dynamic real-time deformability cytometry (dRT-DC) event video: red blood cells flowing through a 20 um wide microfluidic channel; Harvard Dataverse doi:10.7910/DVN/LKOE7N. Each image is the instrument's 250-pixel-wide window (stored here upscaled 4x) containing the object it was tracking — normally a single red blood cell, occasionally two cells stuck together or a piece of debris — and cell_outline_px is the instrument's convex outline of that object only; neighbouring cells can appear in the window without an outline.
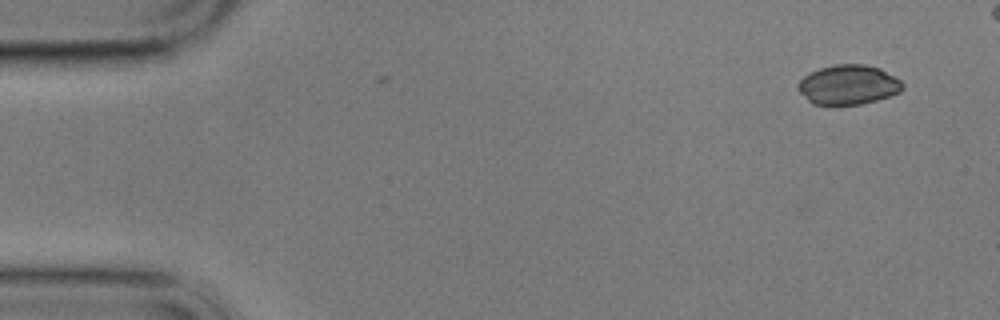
{"species": "common noctule bat (a hibernating species)", "species_latin": "Nyctalus noctula", "temperature_condition": "cold", "stored_images_in_passage": 9, "camera_frame_rate_fps": 3000, "um_per_image_px": 0.085, "animal": {"sex": "male", "body_mass_g": 17.9}, "frame": {"image": 1, "passage_image": 1, "time_ms": 0.0, "image_size_px": [1000, 320], "cell_outline_px": [[904, 88], [900, 92], [876, 100], [860, 104], [812, 104], [796, 88], [796, 84], [804, 76], [820, 68], [836, 64], [864, 64], [880, 68], [900, 80], [904, 84]], "centroid_in_image_um": [72.1, 7.2], "position_along_channel_um": 12.9, "area_um2": 23.99}}
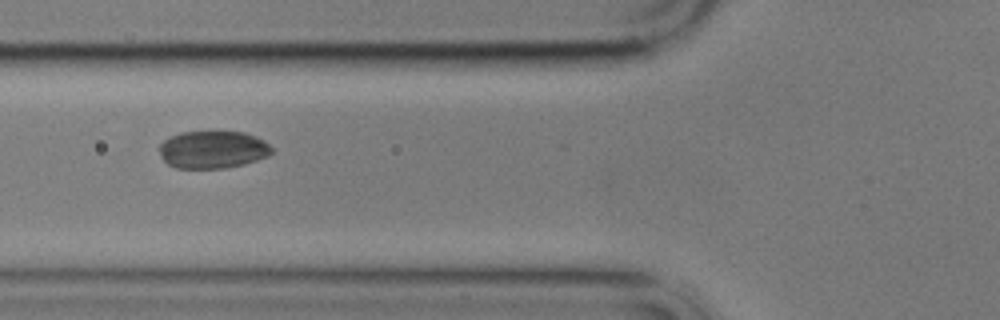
{"frame": {"image": 2, "passage_image": 6, "time_ms": 5.667, "image_size_px": [1000, 320], "cell_outline_px": [[272, 152], [268, 156], [244, 164], [224, 168], [176, 168], [168, 164], [160, 156], [160, 144], [164, 140], [180, 132], [244, 132], [256, 136], [264, 140], [272, 148]], "centroid_in_image_um": [18.09, 12.72], "position_along_channel_um": 107.7, "area_um2": 24.51}}
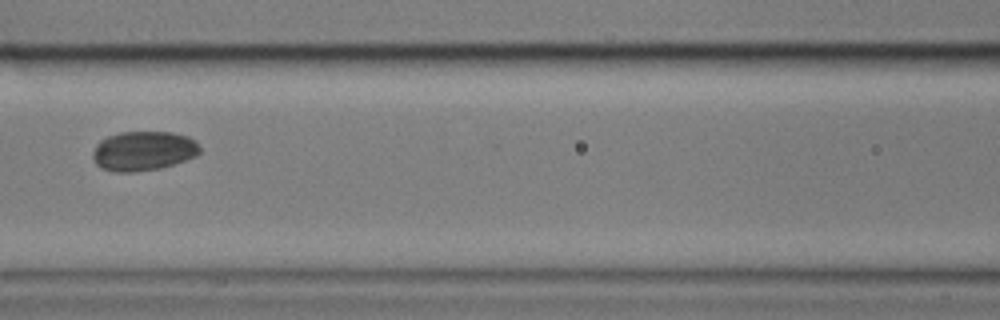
{"frame": {"image": 3, "passage_image": 7, "time_ms": 7.0, "image_size_px": [1000, 320], "cell_outline_px": [[200, 152], [196, 156], [160, 168], [136, 172], [116, 172], [100, 168], [92, 160], [92, 152], [96, 144], [100, 140], [108, 136], [120, 132], [172, 132], [188, 136], [196, 140], [200, 148]], "centroid_in_image_um": [12.16, 12.83], "position_along_channel_um": 154.4, "area_um2": 24.85}}